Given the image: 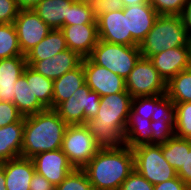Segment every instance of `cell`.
<instances>
[{
	"label": "cell",
	"instance_id": "1",
	"mask_svg": "<svg viewBox=\"0 0 191 190\" xmlns=\"http://www.w3.org/2000/svg\"><path fill=\"white\" fill-rule=\"evenodd\" d=\"M132 97L128 92L100 98L96 117L85 122L89 133L100 149L121 148L125 145L124 133L129 119Z\"/></svg>",
	"mask_w": 191,
	"mask_h": 190
},
{
	"label": "cell",
	"instance_id": "2",
	"mask_svg": "<svg viewBox=\"0 0 191 190\" xmlns=\"http://www.w3.org/2000/svg\"><path fill=\"white\" fill-rule=\"evenodd\" d=\"M132 148L100 149L82 169L94 190H119L134 170Z\"/></svg>",
	"mask_w": 191,
	"mask_h": 190
},
{
	"label": "cell",
	"instance_id": "3",
	"mask_svg": "<svg viewBox=\"0 0 191 190\" xmlns=\"http://www.w3.org/2000/svg\"><path fill=\"white\" fill-rule=\"evenodd\" d=\"M67 127L54 109L25 116L21 157L61 149Z\"/></svg>",
	"mask_w": 191,
	"mask_h": 190
},
{
	"label": "cell",
	"instance_id": "4",
	"mask_svg": "<svg viewBox=\"0 0 191 190\" xmlns=\"http://www.w3.org/2000/svg\"><path fill=\"white\" fill-rule=\"evenodd\" d=\"M179 46H191L180 15H159L152 29L139 44L141 56L145 58Z\"/></svg>",
	"mask_w": 191,
	"mask_h": 190
},
{
	"label": "cell",
	"instance_id": "5",
	"mask_svg": "<svg viewBox=\"0 0 191 190\" xmlns=\"http://www.w3.org/2000/svg\"><path fill=\"white\" fill-rule=\"evenodd\" d=\"M141 57L139 46H128L98 40L89 58L97 65L126 80Z\"/></svg>",
	"mask_w": 191,
	"mask_h": 190
},
{
	"label": "cell",
	"instance_id": "6",
	"mask_svg": "<svg viewBox=\"0 0 191 190\" xmlns=\"http://www.w3.org/2000/svg\"><path fill=\"white\" fill-rule=\"evenodd\" d=\"M134 168L153 185L173 179L175 169L165 160L162 144H141L132 148Z\"/></svg>",
	"mask_w": 191,
	"mask_h": 190
},
{
	"label": "cell",
	"instance_id": "7",
	"mask_svg": "<svg viewBox=\"0 0 191 190\" xmlns=\"http://www.w3.org/2000/svg\"><path fill=\"white\" fill-rule=\"evenodd\" d=\"M100 98L101 96L85 83L54 110L68 125L85 124L89 119L96 117L100 108Z\"/></svg>",
	"mask_w": 191,
	"mask_h": 190
},
{
	"label": "cell",
	"instance_id": "8",
	"mask_svg": "<svg viewBox=\"0 0 191 190\" xmlns=\"http://www.w3.org/2000/svg\"><path fill=\"white\" fill-rule=\"evenodd\" d=\"M61 150L74 169H83L100 148L85 124L68 125Z\"/></svg>",
	"mask_w": 191,
	"mask_h": 190
},
{
	"label": "cell",
	"instance_id": "9",
	"mask_svg": "<svg viewBox=\"0 0 191 190\" xmlns=\"http://www.w3.org/2000/svg\"><path fill=\"white\" fill-rule=\"evenodd\" d=\"M125 81L126 91L132 98L163 95L167 92V83L154 68L152 61L142 56Z\"/></svg>",
	"mask_w": 191,
	"mask_h": 190
},
{
	"label": "cell",
	"instance_id": "10",
	"mask_svg": "<svg viewBox=\"0 0 191 190\" xmlns=\"http://www.w3.org/2000/svg\"><path fill=\"white\" fill-rule=\"evenodd\" d=\"M14 26L23 55H26L52 30L33 9L19 10Z\"/></svg>",
	"mask_w": 191,
	"mask_h": 190
},
{
	"label": "cell",
	"instance_id": "11",
	"mask_svg": "<svg viewBox=\"0 0 191 190\" xmlns=\"http://www.w3.org/2000/svg\"><path fill=\"white\" fill-rule=\"evenodd\" d=\"M87 86L101 97L126 91V81L105 67L95 64L89 57L82 60Z\"/></svg>",
	"mask_w": 191,
	"mask_h": 190
},
{
	"label": "cell",
	"instance_id": "12",
	"mask_svg": "<svg viewBox=\"0 0 191 190\" xmlns=\"http://www.w3.org/2000/svg\"><path fill=\"white\" fill-rule=\"evenodd\" d=\"M97 21L99 40L109 43L139 46L128 32L127 13L123 9L101 14Z\"/></svg>",
	"mask_w": 191,
	"mask_h": 190
},
{
	"label": "cell",
	"instance_id": "13",
	"mask_svg": "<svg viewBox=\"0 0 191 190\" xmlns=\"http://www.w3.org/2000/svg\"><path fill=\"white\" fill-rule=\"evenodd\" d=\"M31 160L35 172L44 176L54 186L59 185L74 170L61 149L38 153Z\"/></svg>",
	"mask_w": 191,
	"mask_h": 190
},
{
	"label": "cell",
	"instance_id": "14",
	"mask_svg": "<svg viewBox=\"0 0 191 190\" xmlns=\"http://www.w3.org/2000/svg\"><path fill=\"white\" fill-rule=\"evenodd\" d=\"M149 59L161 77L168 83L179 72L191 67V46L163 50Z\"/></svg>",
	"mask_w": 191,
	"mask_h": 190
},
{
	"label": "cell",
	"instance_id": "15",
	"mask_svg": "<svg viewBox=\"0 0 191 190\" xmlns=\"http://www.w3.org/2000/svg\"><path fill=\"white\" fill-rule=\"evenodd\" d=\"M83 58L69 48L52 58L42 61H26L27 65L46 78L55 80L82 63Z\"/></svg>",
	"mask_w": 191,
	"mask_h": 190
},
{
	"label": "cell",
	"instance_id": "16",
	"mask_svg": "<svg viewBox=\"0 0 191 190\" xmlns=\"http://www.w3.org/2000/svg\"><path fill=\"white\" fill-rule=\"evenodd\" d=\"M61 31L66 40L67 47L82 58L89 57L98 43L97 24H75L63 26Z\"/></svg>",
	"mask_w": 191,
	"mask_h": 190
},
{
	"label": "cell",
	"instance_id": "17",
	"mask_svg": "<svg viewBox=\"0 0 191 190\" xmlns=\"http://www.w3.org/2000/svg\"><path fill=\"white\" fill-rule=\"evenodd\" d=\"M123 11L127 13L128 32L139 45L152 29L159 14L150 3L127 6Z\"/></svg>",
	"mask_w": 191,
	"mask_h": 190
},
{
	"label": "cell",
	"instance_id": "18",
	"mask_svg": "<svg viewBox=\"0 0 191 190\" xmlns=\"http://www.w3.org/2000/svg\"><path fill=\"white\" fill-rule=\"evenodd\" d=\"M4 167L6 190H30L35 173L31 158L17 157L1 163Z\"/></svg>",
	"mask_w": 191,
	"mask_h": 190
},
{
	"label": "cell",
	"instance_id": "19",
	"mask_svg": "<svg viewBox=\"0 0 191 190\" xmlns=\"http://www.w3.org/2000/svg\"><path fill=\"white\" fill-rule=\"evenodd\" d=\"M27 66L26 56L0 59V99L14 102V89L17 80L23 75Z\"/></svg>",
	"mask_w": 191,
	"mask_h": 190
},
{
	"label": "cell",
	"instance_id": "20",
	"mask_svg": "<svg viewBox=\"0 0 191 190\" xmlns=\"http://www.w3.org/2000/svg\"><path fill=\"white\" fill-rule=\"evenodd\" d=\"M24 131V117L0 128V164L21 156Z\"/></svg>",
	"mask_w": 191,
	"mask_h": 190
},
{
	"label": "cell",
	"instance_id": "21",
	"mask_svg": "<svg viewBox=\"0 0 191 190\" xmlns=\"http://www.w3.org/2000/svg\"><path fill=\"white\" fill-rule=\"evenodd\" d=\"M85 83V72L82 63L60 78L53 80V109L68 100Z\"/></svg>",
	"mask_w": 191,
	"mask_h": 190
},
{
	"label": "cell",
	"instance_id": "22",
	"mask_svg": "<svg viewBox=\"0 0 191 190\" xmlns=\"http://www.w3.org/2000/svg\"><path fill=\"white\" fill-rule=\"evenodd\" d=\"M69 0H41L33 10L52 29H61L68 18Z\"/></svg>",
	"mask_w": 191,
	"mask_h": 190
},
{
	"label": "cell",
	"instance_id": "23",
	"mask_svg": "<svg viewBox=\"0 0 191 190\" xmlns=\"http://www.w3.org/2000/svg\"><path fill=\"white\" fill-rule=\"evenodd\" d=\"M151 119H144L132 108L124 133L125 145L134 148L141 144H152Z\"/></svg>",
	"mask_w": 191,
	"mask_h": 190
},
{
	"label": "cell",
	"instance_id": "24",
	"mask_svg": "<svg viewBox=\"0 0 191 190\" xmlns=\"http://www.w3.org/2000/svg\"><path fill=\"white\" fill-rule=\"evenodd\" d=\"M65 49H68V47L61 29H52L44 39L25 55L26 61H42L52 58Z\"/></svg>",
	"mask_w": 191,
	"mask_h": 190
},
{
	"label": "cell",
	"instance_id": "25",
	"mask_svg": "<svg viewBox=\"0 0 191 190\" xmlns=\"http://www.w3.org/2000/svg\"><path fill=\"white\" fill-rule=\"evenodd\" d=\"M14 95L13 104L17 107L23 117L46 110V108L37 100L36 96L33 95V91L31 90V80H26L24 75L17 80Z\"/></svg>",
	"mask_w": 191,
	"mask_h": 190
},
{
	"label": "cell",
	"instance_id": "26",
	"mask_svg": "<svg viewBox=\"0 0 191 190\" xmlns=\"http://www.w3.org/2000/svg\"><path fill=\"white\" fill-rule=\"evenodd\" d=\"M23 75L26 80H31V90L37 100L46 109H53V80L44 77L28 65L25 67Z\"/></svg>",
	"mask_w": 191,
	"mask_h": 190
},
{
	"label": "cell",
	"instance_id": "27",
	"mask_svg": "<svg viewBox=\"0 0 191 190\" xmlns=\"http://www.w3.org/2000/svg\"><path fill=\"white\" fill-rule=\"evenodd\" d=\"M166 95L173 103L191 102V67L179 72L167 83Z\"/></svg>",
	"mask_w": 191,
	"mask_h": 190
},
{
	"label": "cell",
	"instance_id": "28",
	"mask_svg": "<svg viewBox=\"0 0 191 190\" xmlns=\"http://www.w3.org/2000/svg\"><path fill=\"white\" fill-rule=\"evenodd\" d=\"M185 149H190V139L174 136L162 144L163 156L176 172L184 164Z\"/></svg>",
	"mask_w": 191,
	"mask_h": 190
},
{
	"label": "cell",
	"instance_id": "29",
	"mask_svg": "<svg viewBox=\"0 0 191 190\" xmlns=\"http://www.w3.org/2000/svg\"><path fill=\"white\" fill-rule=\"evenodd\" d=\"M25 56L18 43L17 31L14 23H0V59Z\"/></svg>",
	"mask_w": 191,
	"mask_h": 190
},
{
	"label": "cell",
	"instance_id": "30",
	"mask_svg": "<svg viewBox=\"0 0 191 190\" xmlns=\"http://www.w3.org/2000/svg\"><path fill=\"white\" fill-rule=\"evenodd\" d=\"M175 104V136L191 140V102Z\"/></svg>",
	"mask_w": 191,
	"mask_h": 190
},
{
	"label": "cell",
	"instance_id": "31",
	"mask_svg": "<svg viewBox=\"0 0 191 190\" xmlns=\"http://www.w3.org/2000/svg\"><path fill=\"white\" fill-rule=\"evenodd\" d=\"M75 24H97L96 17L93 15L88 2H73L69 6L68 18H65L64 26Z\"/></svg>",
	"mask_w": 191,
	"mask_h": 190
},
{
	"label": "cell",
	"instance_id": "32",
	"mask_svg": "<svg viewBox=\"0 0 191 190\" xmlns=\"http://www.w3.org/2000/svg\"><path fill=\"white\" fill-rule=\"evenodd\" d=\"M175 104L166 95L155 96V112L151 116L152 121L165 120L175 129Z\"/></svg>",
	"mask_w": 191,
	"mask_h": 190
},
{
	"label": "cell",
	"instance_id": "33",
	"mask_svg": "<svg viewBox=\"0 0 191 190\" xmlns=\"http://www.w3.org/2000/svg\"><path fill=\"white\" fill-rule=\"evenodd\" d=\"M55 190H94L88 180L86 173L82 169H74L69 175L57 186Z\"/></svg>",
	"mask_w": 191,
	"mask_h": 190
},
{
	"label": "cell",
	"instance_id": "34",
	"mask_svg": "<svg viewBox=\"0 0 191 190\" xmlns=\"http://www.w3.org/2000/svg\"><path fill=\"white\" fill-rule=\"evenodd\" d=\"M187 0H150L159 15H181Z\"/></svg>",
	"mask_w": 191,
	"mask_h": 190
},
{
	"label": "cell",
	"instance_id": "35",
	"mask_svg": "<svg viewBox=\"0 0 191 190\" xmlns=\"http://www.w3.org/2000/svg\"><path fill=\"white\" fill-rule=\"evenodd\" d=\"M152 144H163L175 136V129L165 120L151 121Z\"/></svg>",
	"mask_w": 191,
	"mask_h": 190
},
{
	"label": "cell",
	"instance_id": "36",
	"mask_svg": "<svg viewBox=\"0 0 191 190\" xmlns=\"http://www.w3.org/2000/svg\"><path fill=\"white\" fill-rule=\"evenodd\" d=\"M131 108L144 119H151L155 112V96L132 98Z\"/></svg>",
	"mask_w": 191,
	"mask_h": 190
},
{
	"label": "cell",
	"instance_id": "37",
	"mask_svg": "<svg viewBox=\"0 0 191 190\" xmlns=\"http://www.w3.org/2000/svg\"><path fill=\"white\" fill-rule=\"evenodd\" d=\"M88 4L96 18L103 13L118 11L124 8L122 0H88Z\"/></svg>",
	"mask_w": 191,
	"mask_h": 190
},
{
	"label": "cell",
	"instance_id": "38",
	"mask_svg": "<svg viewBox=\"0 0 191 190\" xmlns=\"http://www.w3.org/2000/svg\"><path fill=\"white\" fill-rule=\"evenodd\" d=\"M119 190H154V185L134 169L121 184Z\"/></svg>",
	"mask_w": 191,
	"mask_h": 190
},
{
	"label": "cell",
	"instance_id": "39",
	"mask_svg": "<svg viewBox=\"0 0 191 190\" xmlns=\"http://www.w3.org/2000/svg\"><path fill=\"white\" fill-rule=\"evenodd\" d=\"M23 115L12 102L0 101V128L19 122Z\"/></svg>",
	"mask_w": 191,
	"mask_h": 190
},
{
	"label": "cell",
	"instance_id": "40",
	"mask_svg": "<svg viewBox=\"0 0 191 190\" xmlns=\"http://www.w3.org/2000/svg\"><path fill=\"white\" fill-rule=\"evenodd\" d=\"M19 10L15 0H0V23H14Z\"/></svg>",
	"mask_w": 191,
	"mask_h": 190
},
{
	"label": "cell",
	"instance_id": "41",
	"mask_svg": "<svg viewBox=\"0 0 191 190\" xmlns=\"http://www.w3.org/2000/svg\"><path fill=\"white\" fill-rule=\"evenodd\" d=\"M177 176L191 189V140L190 149H185L184 164L177 172Z\"/></svg>",
	"mask_w": 191,
	"mask_h": 190
},
{
	"label": "cell",
	"instance_id": "42",
	"mask_svg": "<svg viewBox=\"0 0 191 190\" xmlns=\"http://www.w3.org/2000/svg\"><path fill=\"white\" fill-rule=\"evenodd\" d=\"M154 190H190V188L178 177L154 185Z\"/></svg>",
	"mask_w": 191,
	"mask_h": 190
},
{
	"label": "cell",
	"instance_id": "43",
	"mask_svg": "<svg viewBox=\"0 0 191 190\" xmlns=\"http://www.w3.org/2000/svg\"><path fill=\"white\" fill-rule=\"evenodd\" d=\"M30 190H55V186L51 184L44 176L34 173L30 181Z\"/></svg>",
	"mask_w": 191,
	"mask_h": 190
},
{
	"label": "cell",
	"instance_id": "44",
	"mask_svg": "<svg viewBox=\"0 0 191 190\" xmlns=\"http://www.w3.org/2000/svg\"><path fill=\"white\" fill-rule=\"evenodd\" d=\"M180 16L183 20L184 27L191 40V0H187L186 4L184 6L183 12Z\"/></svg>",
	"mask_w": 191,
	"mask_h": 190
},
{
	"label": "cell",
	"instance_id": "45",
	"mask_svg": "<svg viewBox=\"0 0 191 190\" xmlns=\"http://www.w3.org/2000/svg\"><path fill=\"white\" fill-rule=\"evenodd\" d=\"M41 0H15L20 10L33 9Z\"/></svg>",
	"mask_w": 191,
	"mask_h": 190
},
{
	"label": "cell",
	"instance_id": "46",
	"mask_svg": "<svg viewBox=\"0 0 191 190\" xmlns=\"http://www.w3.org/2000/svg\"><path fill=\"white\" fill-rule=\"evenodd\" d=\"M124 7L131 6L134 4L150 3V0H122Z\"/></svg>",
	"mask_w": 191,
	"mask_h": 190
},
{
	"label": "cell",
	"instance_id": "47",
	"mask_svg": "<svg viewBox=\"0 0 191 190\" xmlns=\"http://www.w3.org/2000/svg\"><path fill=\"white\" fill-rule=\"evenodd\" d=\"M0 190H6L4 167L0 164Z\"/></svg>",
	"mask_w": 191,
	"mask_h": 190
},
{
	"label": "cell",
	"instance_id": "48",
	"mask_svg": "<svg viewBox=\"0 0 191 190\" xmlns=\"http://www.w3.org/2000/svg\"><path fill=\"white\" fill-rule=\"evenodd\" d=\"M71 2H77V3H84V2H88V0H69Z\"/></svg>",
	"mask_w": 191,
	"mask_h": 190
}]
</instances>
